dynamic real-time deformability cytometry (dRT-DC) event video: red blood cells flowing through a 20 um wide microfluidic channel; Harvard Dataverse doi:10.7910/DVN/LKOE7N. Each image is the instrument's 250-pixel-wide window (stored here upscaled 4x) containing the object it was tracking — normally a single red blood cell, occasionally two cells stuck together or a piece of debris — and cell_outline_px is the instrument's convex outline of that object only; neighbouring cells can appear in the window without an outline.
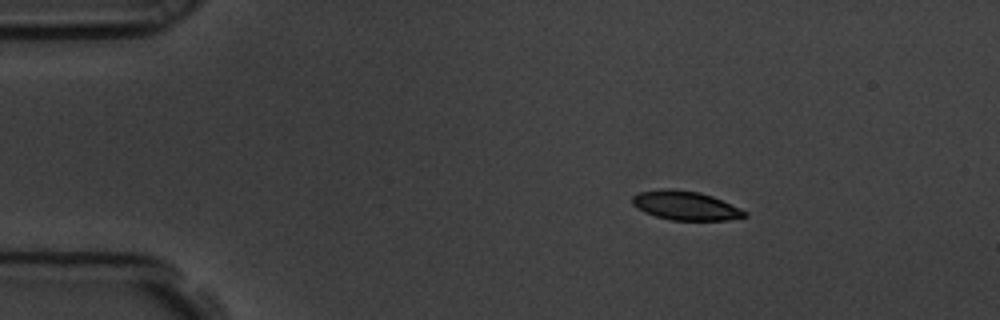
{"species": "common noctule bat (a hibernating species)", "species_latin": "Nyctalus noctula", "temperature_condition": "room temperature", "stored_images_in_passage": 49, "camera_frame_rate_fps": 3000, "um_per_image_px": 0.085, "animal": {"sex": "male", "body_mass_g": 19.5, "forearm_length_mm": 54.6}, "frame": {"image": 1, "passage_image": 1, "time_ms": 0.0, "image_size_px": [1000, 320], "cell_outline_px": [[748, 216], [728, 220], [672, 220], [656, 216], [644, 212], [636, 208], [632, 204], [632, 196], [640, 192], [660, 188], [668, 188], [700, 192], [712, 196], [740, 208], [748, 212]], "centroid_in_image_um": [58.25, 17.47], "position_along_channel_um": 26.7, "area_um2": 19.07}}
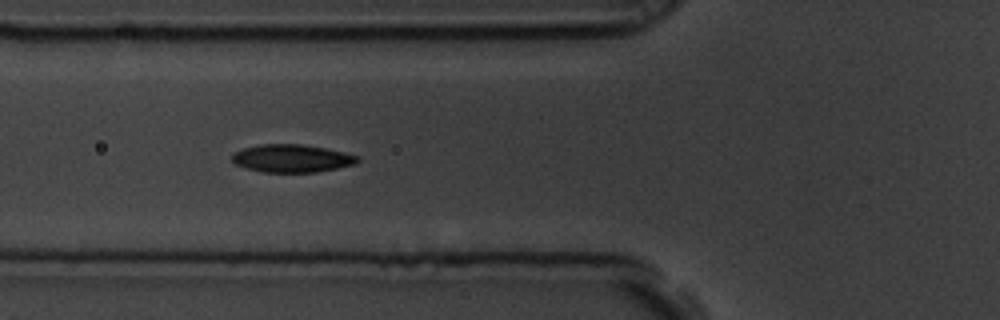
{"frame": {"image": 2, "passage_image": 13, "time_ms": 4.0, "image_size_px": [1000, 320], "cell_outline_px": [[360, 160], [356, 164], [316, 172], [264, 172], [244, 168], [232, 164], [232, 156], [236, 152], [244, 148], [260, 144], [300, 144], [324, 148], [344, 152], [360, 156]], "centroid_in_image_um": [24.8, 13.47], "position_along_channel_um": 101.0, "area_um2": 20.4}}
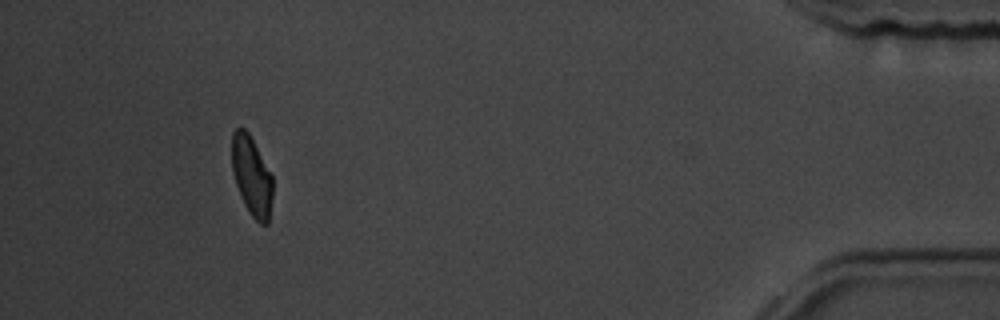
{"frame": {"image": 3, "passage_image": 45, "time_ms": 14.667, "image_size_px": [1000, 320], "cell_outline_px": [[272, 196], [268, 224], [260, 224], [252, 216], [244, 204], [240, 196], [232, 172], [232, 132], [236, 128], [244, 128], [248, 132], [272, 176]], "centroid_in_image_um": [21.38, 14.97], "position_along_channel_um": 413.8, "area_um2": 18.67}, "authors_computed_cell_mechanics": {"area_um2": 20.1144, "velocity_mm_per_s": 3.5463, "shape_relaxation_time_tau1_ms": 3.3982, "shape_relaxation_time_tau2_ms": 3.3284, "deformation_change_tau1": 0.128, "deformation_change_tau2": 0.0753}}